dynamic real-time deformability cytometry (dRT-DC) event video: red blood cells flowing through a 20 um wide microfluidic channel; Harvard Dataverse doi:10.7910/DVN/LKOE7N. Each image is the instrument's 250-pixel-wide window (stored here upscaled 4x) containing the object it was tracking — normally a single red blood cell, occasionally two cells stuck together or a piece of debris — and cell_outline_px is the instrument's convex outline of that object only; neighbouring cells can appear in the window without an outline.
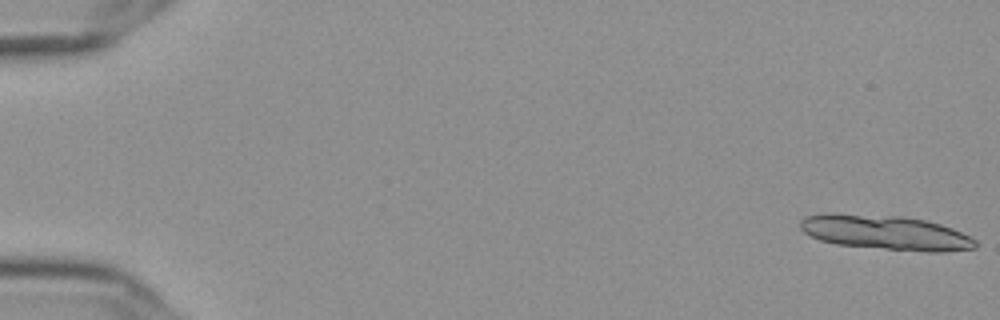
{"species": "Egyptian fruit bat (a non-hibernating species)", "species_latin": "Rousettus aegyptiacus", "temperature_condition": "cold", "stored_images_in_passage": 16, "camera_frame_rate_fps": 3000, "um_per_image_px": 0.085, "frame": {"image": 1, "passage_image": 1, "time_ms": 0.0, "image_size_px": [1000, 320], "cell_outline_px": [[980, 244], [976, 248], [944, 252], [928, 252], [836, 244], [820, 240], [804, 232], [800, 228], [800, 220], [804, 216], [828, 212], [900, 216], [924, 220], [940, 224], [952, 228], [976, 240]], "centroid_in_image_um": [75.26, 19.75], "position_along_channel_um": 9.7, "area_um2": 35.43}}